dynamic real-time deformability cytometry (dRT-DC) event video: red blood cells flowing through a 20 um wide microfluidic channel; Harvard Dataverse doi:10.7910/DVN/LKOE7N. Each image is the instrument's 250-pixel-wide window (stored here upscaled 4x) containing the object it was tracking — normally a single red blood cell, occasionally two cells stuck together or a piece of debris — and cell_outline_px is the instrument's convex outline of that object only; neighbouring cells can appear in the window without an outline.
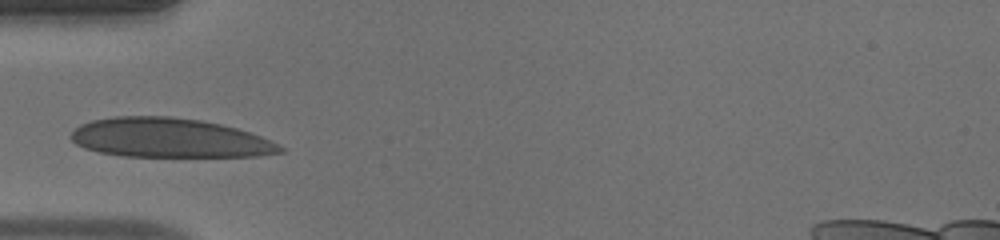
{"species": "human", "species_latin": "Homo sapiens", "temperature_condition": "warm", "stored_images_in_passage": 21, "camera_frame_rate_fps": 3000, "um_per_image_px": 0.085, "donor": {"sex": "male"}, "frame": {"image": 1, "passage_image": 1, "time_ms": 0.0, "image_size_px": [1000, 240], "cell_outline_px": [[284, 152], [256, 156], [124, 156], [100, 152], [84, 148], [76, 144], [72, 140], [72, 132], [80, 124], [92, 120], [116, 116], [168, 116], [200, 120], [220, 124], [236, 128], [260, 136], [284, 148]], "centroid_in_image_um": [14.37, 11.72], "position_along_channel_um": 70.6, "area_um2": 47.51}}
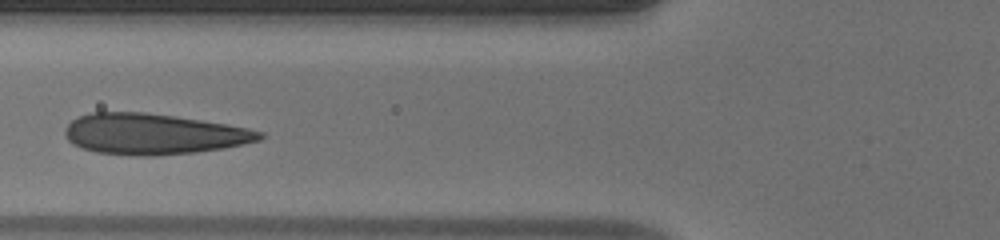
{"frame": {"image": 2, "passage_image": 4, "time_ms": 1.0, "image_size_px": [1000, 240], "cell_outline_px": [[264, 136], [260, 140], [220, 148], [192, 152], [152, 156], [148, 156], [96, 152], [84, 148], [68, 140], [64, 132], [68, 124], [72, 120], [80, 116], [92, 112], [144, 112], [172, 116], [224, 124], [248, 128], [264, 132]], "centroid_in_image_um": [13.02, 11.38], "position_along_channel_um": 112.8, "area_um2": 45.37}}